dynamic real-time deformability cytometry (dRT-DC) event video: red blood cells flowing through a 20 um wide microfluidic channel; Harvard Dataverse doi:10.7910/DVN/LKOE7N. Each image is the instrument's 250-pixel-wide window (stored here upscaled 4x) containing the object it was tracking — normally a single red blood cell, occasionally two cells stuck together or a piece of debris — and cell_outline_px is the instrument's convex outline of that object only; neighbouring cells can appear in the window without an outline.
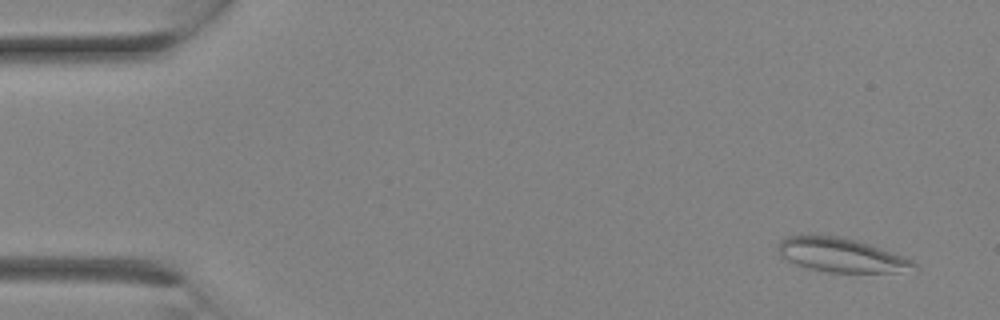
{"species": "Egyptian fruit bat (a non-hibernating species)", "species_latin": "Rousettus aegyptiacus", "temperature_condition": "room temperature", "stored_images_in_passage": 10, "camera_frame_rate_fps": 3000, "um_per_image_px": 0.085, "animal": {"sex": "female"}, "frame": {"image": 1, "passage_image": 2, "time_ms": 0.333, "image_size_px": [1000, 320], "cell_outline_px": [[920, 272], [828, 272], [808, 268], [796, 264], [780, 256], [776, 248], [780, 240], [788, 236], [840, 236], [860, 240], [904, 256], [912, 260], [920, 268]], "centroid_in_image_um": [71.6, 21.7], "position_along_channel_um": 13.4, "area_um2": 27.34}}